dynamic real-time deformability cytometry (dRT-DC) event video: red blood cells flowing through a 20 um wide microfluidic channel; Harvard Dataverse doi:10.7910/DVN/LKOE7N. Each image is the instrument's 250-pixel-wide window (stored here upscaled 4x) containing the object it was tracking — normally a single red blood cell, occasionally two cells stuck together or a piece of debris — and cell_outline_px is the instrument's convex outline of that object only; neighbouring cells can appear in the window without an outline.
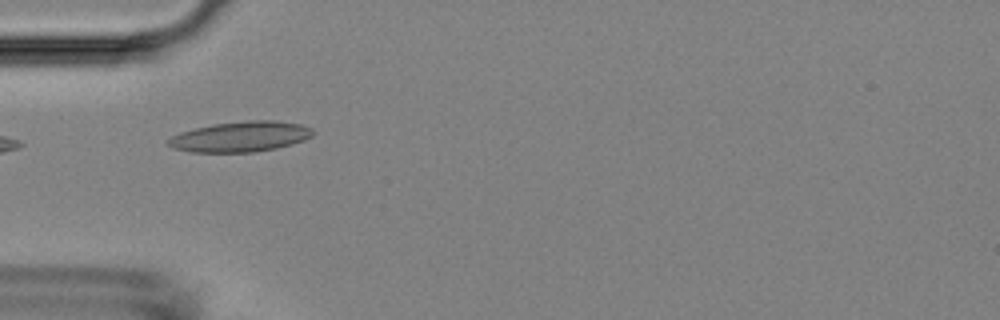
{"species": "Egyptian fruit bat (a non-hibernating species)", "species_latin": "Rousettus aegyptiacus", "temperature_condition": "room temperature", "stored_images_in_passage": 10, "camera_frame_rate_fps": 3000, "um_per_image_px": 0.085, "animal": {"sex": "female"}, "frame": {"image": 1, "passage_image": 1, "time_ms": 0.0, "image_size_px": [1000, 320], "cell_outline_px": [[316, 132], [312, 136], [304, 140], [292, 144], [276, 148], [252, 152], [192, 152], [172, 148], [168, 144], [168, 140], [172, 136], [180, 132], [212, 124], [248, 120], [272, 120], [300, 124], [312, 128]], "centroid_in_image_um": [20.46, 11.61], "position_along_channel_um": 64.5, "area_um2": 25.61}}